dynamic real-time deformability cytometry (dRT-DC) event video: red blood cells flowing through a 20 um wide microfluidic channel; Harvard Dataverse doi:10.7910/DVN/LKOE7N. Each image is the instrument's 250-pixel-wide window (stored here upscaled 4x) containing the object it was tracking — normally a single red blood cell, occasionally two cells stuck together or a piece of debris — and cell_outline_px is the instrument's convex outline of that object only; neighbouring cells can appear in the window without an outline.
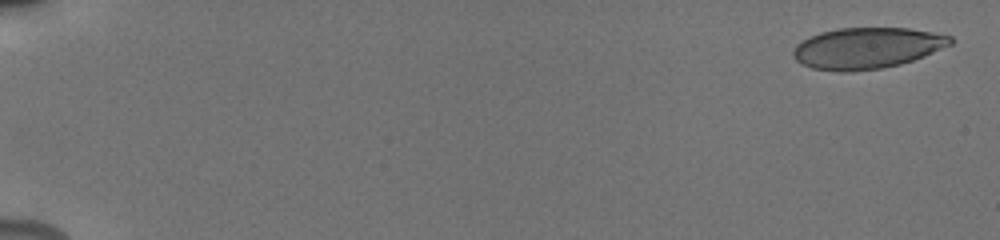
{"species": "human", "species_latin": "Homo sapiens", "temperature_condition": "cold", "stored_images_in_passage": 82, "camera_frame_rate_fps": 3000, "um_per_image_px": 0.085, "donor": {"sex": "male"}, "frame": {"image": 1, "passage_image": 3, "time_ms": 0.333, "image_size_px": [1000, 240], "cell_outline_px": [[952, 44], [924, 56], [900, 64], [880, 68], [848, 72], [840, 72], [812, 68], [796, 60], [792, 56], [792, 52], [796, 44], [820, 32], [840, 28], [908, 28], [932, 32], [952, 36]], "centroid_in_image_um": [73.69, 4.09], "position_along_channel_um": 11.3, "area_um2": 37.45}}
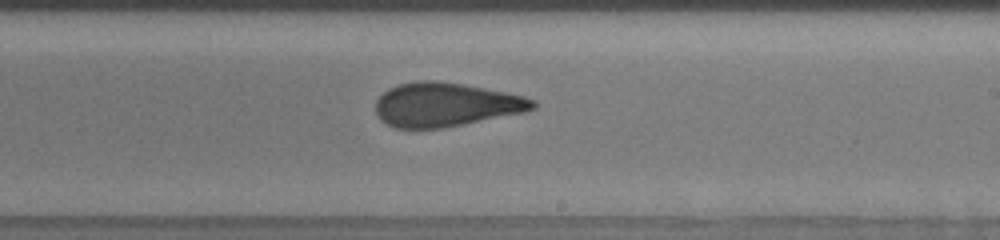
{"frame": {"image": 2, "passage_image": 51, "time_ms": 11.333, "image_size_px": [1000, 240], "cell_outline_px": [[536, 108], [524, 112], [464, 124], [440, 128], [392, 128], [380, 120], [376, 112], [376, 100], [388, 88], [400, 84], [416, 80], [436, 80], [464, 84], [524, 96], [536, 100]], "centroid_in_image_um": [37.86, 8.89], "position_along_channel_um": 251.1, "area_um2": 40.29}}
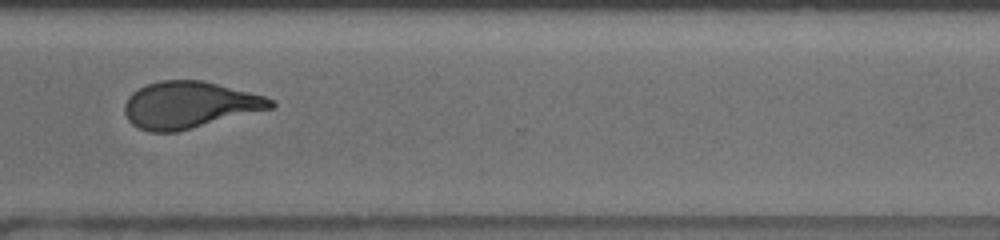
{"frame": {"image": 3, "passage_image": 63, "time_ms": 14.0, "image_size_px": [1000, 240], "cell_outline_px": [[276, 104], [272, 108], [176, 132], [148, 132], [132, 124], [128, 120], [124, 112], [124, 104], [128, 96], [132, 92], [148, 84], [160, 80], [204, 80], [264, 96], [276, 100]], "centroid_in_image_um": [16.08, 8.91], "position_along_channel_um": 354.5, "area_um2": 39.71}, "authors_computed_cell_mechanics": {"area_um2": 39.593, "velocity_mm_per_s": 3.8732, "shape_relaxation_time_tau1_ms": 8.4573, "shape_relaxation_time_tau2_ms": 1.1822, "deformation_change_tau1": 0.2268, "deformation_change_tau2": 0.1008}}